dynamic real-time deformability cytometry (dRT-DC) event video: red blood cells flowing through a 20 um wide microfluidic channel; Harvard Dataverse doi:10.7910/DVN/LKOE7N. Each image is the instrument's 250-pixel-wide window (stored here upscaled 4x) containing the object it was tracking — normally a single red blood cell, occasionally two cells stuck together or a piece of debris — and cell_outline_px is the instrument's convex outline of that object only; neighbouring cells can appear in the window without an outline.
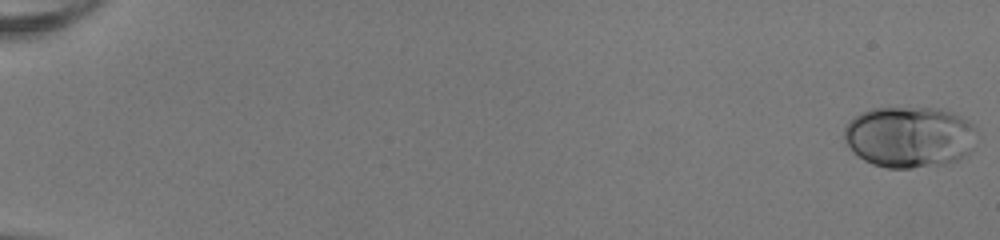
{"species": "human", "species_latin": "Homo sapiens", "temperature_condition": "room temperature", "stored_images_in_passage": 53, "camera_frame_rate_fps": 3000, "um_per_image_px": 0.085, "donor": {"sex": "female"}, "frame": {"image": 1, "passage_image": 1, "time_ms": 0.0, "image_size_px": [1000, 240], "cell_outline_px": [[976, 128], [972, 148], [964, 156], [956, 160], [944, 164], [912, 168], [888, 168], [872, 164], [864, 160], [852, 152], [844, 140], [844, 128], [860, 112], [872, 108], [936, 108], [952, 112], [968, 120]], "centroid_in_image_um": [77.28, 11.64], "position_along_channel_um": 7.7, "area_um2": 47.34}}
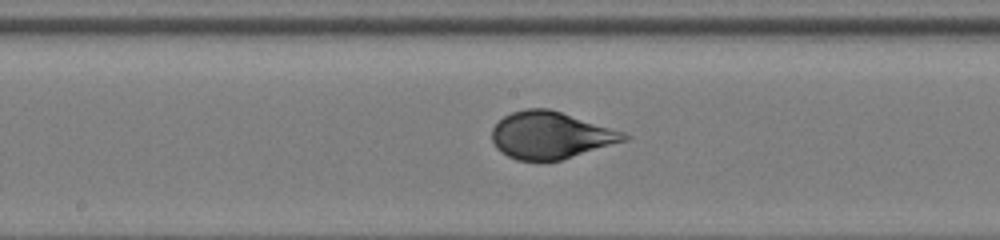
{"frame": {"image": 2, "passage_image": 30, "time_ms": 9.667, "image_size_px": [1000, 240], "cell_outline_px": [[632, 136], [628, 140], [560, 160], [540, 164], [516, 160], [508, 156], [496, 148], [492, 140], [492, 128], [504, 116], [512, 112], [524, 108], [548, 108], [624, 132]], "centroid_in_image_um": [46.78, 11.53], "position_along_channel_um": 201.4, "area_um2": 36.59}}
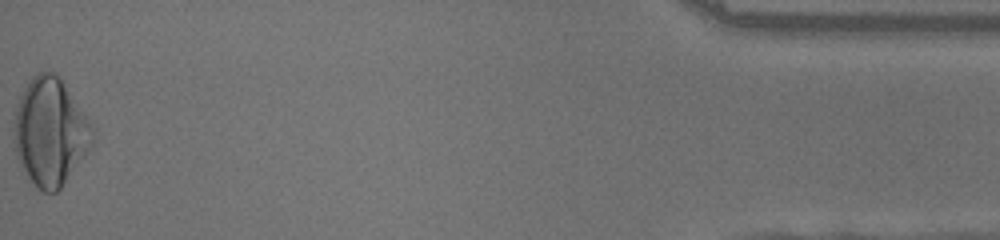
{"frame": {"image": 3, "passage_image": 53, "time_ms": 17.333, "image_size_px": [1000, 240], "cell_outline_px": [[96, 128], [92, 144], [88, 152], [60, 188], [56, 192], [44, 192], [36, 188], [20, 168], [16, 156], [12, 140], [12, 128], [16, 104], [24, 88], [32, 76], [36, 72], [56, 72], [60, 76]], "centroid_in_image_um": [4.25, 11.2], "position_along_channel_um": 430.9, "area_um2": 50.4}, "authors_computed_cell_mechanics": {"area_um2": 38.437, "velocity_mm_per_s": 4.0384, "shape_relaxation_time_tau1_ms": 4.4834, "shape_relaxation_time_tau2_ms": null, "deformation_change_tau1": 0.183, "deformation_change_tau2": null}}